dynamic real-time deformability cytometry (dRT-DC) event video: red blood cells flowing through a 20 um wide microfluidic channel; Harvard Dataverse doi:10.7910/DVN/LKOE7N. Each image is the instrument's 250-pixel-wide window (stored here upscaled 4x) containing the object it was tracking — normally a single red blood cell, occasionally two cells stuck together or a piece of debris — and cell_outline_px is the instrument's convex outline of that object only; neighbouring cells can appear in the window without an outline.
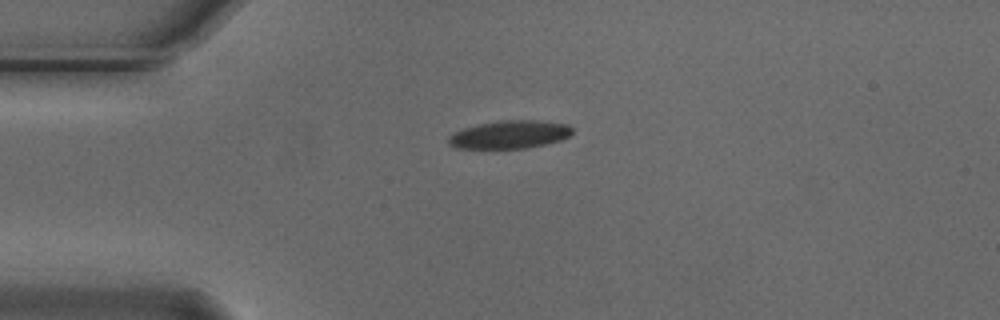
{"species": "Egyptian fruit bat (a non-hibernating species)", "species_latin": "Rousettus aegyptiacus", "temperature_condition": "cold", "stored_images_in_passage": 43, "camera_frame_rate_fps": 3000, "um_per_image_px": 0.085, "animal": {"sex": "male"}, "frame": {"image": 1, "passage_image": 1, "time_ms": 0.0, "image_size_px": [1000, 320], "cell_outline_px": [[572, 132], [568, 136], [560, 140], [544, 144], [524, 148], [456, 148], [448, 144], [448, 136], [464, 128], [480, 124], [500, 120], [540, 120], [568, 124], [572, 128]], "centroid_in_image_um": [43.32, 11.43], "position_along_channel_um": 41.7, "area_um2": 20.06}}
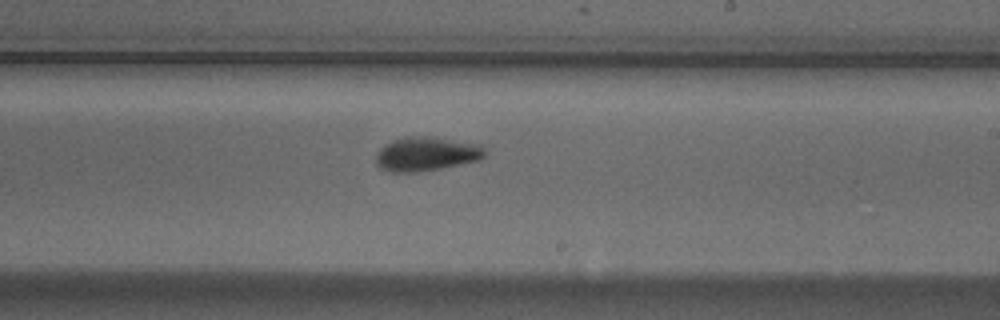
{"frame": {"image": 2, "passage_image": 20, "time_ms": 6.333, "image_size_px": [1000, 320], "cell_outline_px": [[488, 152], [480, 160], [440, 168], [416, 172], [388, 172], [380, 168], [376, 164], [376, 156], [380, 148], [384, 144], [392, 140], [412, 136], [432, 136], [484, 144]], "centroid_in_image_um": [36.29, 13.07], "position_along_channel_um": 252.7, "area_um2": 22.02}}
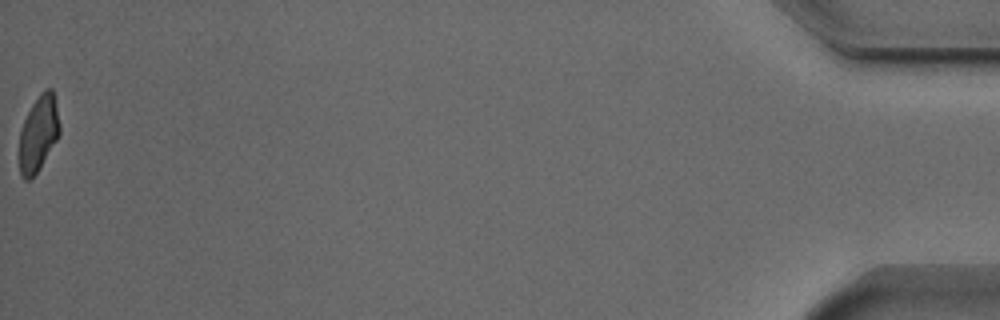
{"frame": {"image": 3, "passage_image": 43, "time_ms": 14.0, "image_size_px": [1000, 320], "cell_outline_px": [[60, 132], [56, 140], [36, 172], [28, 180], [24, 180], [20, 176], [20, 128], [32, 104], [40, 92], [44, 88], [52, 88], [60, 124]], "centroid_in_image_um": [3.26, 11.3], "position_along_channel_um": 431.9, "area_um2": 17.46}, "authors_computed_cell_mechanics": {"area_um2": 20.6346, "velocity_mm_per_s": 3.7081, "shape_relaxation_time_tau1_ms": 5.2693, "shape_relaxation_time_tau2_ms": null, "deformation_change_tau1": 0.1514, "deformation_change_tau2": null}}